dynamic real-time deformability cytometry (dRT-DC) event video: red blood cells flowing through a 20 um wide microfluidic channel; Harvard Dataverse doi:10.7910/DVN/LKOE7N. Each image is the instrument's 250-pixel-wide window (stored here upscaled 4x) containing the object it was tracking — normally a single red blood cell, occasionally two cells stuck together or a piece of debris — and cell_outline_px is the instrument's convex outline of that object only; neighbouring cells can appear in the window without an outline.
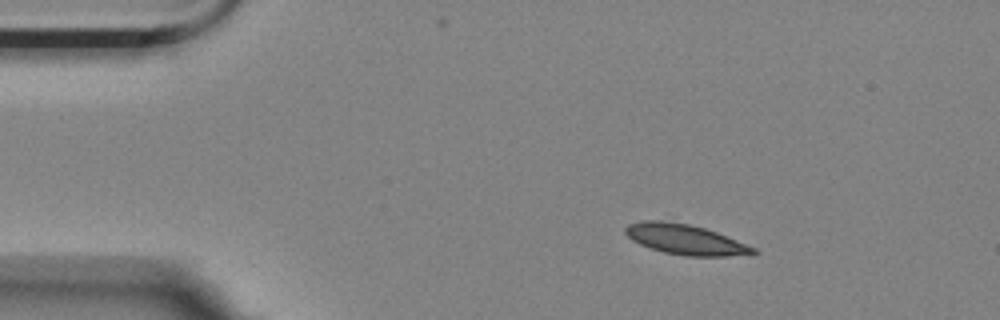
{"species": "Egyptian fruit bat (a non-hibernating species)", "species_latin": "Rousettus aegyptiacus", "temperature_condition": "room temperature", "stored_images_in_passage": 3, "camera_frame_rate_fps": 3000, "um_per_image_px": 0.085, "animal": {"sex": "female"}, "frame": {"image": 1, "passage_image": 1, "time_ms": 0.0, "image_size_px": [1000, 320], "cell_outline_px": [[760, 252], [728, 256], [684, 256], [664, 252], [640, 244], [632, 240], [624, 232], [624, 228], [628, 224], [644, 220], [660, 220], [688, 224], [704, 228], [716, 232], [756, 248]], "centroid_in_image_um": [58.22, 20.35], "position_along_channel_um": 26.8, "area_um2": 22.25}}